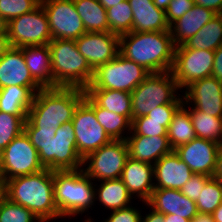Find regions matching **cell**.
Listing matches in <instances>:
<instances>
[{"label":"cell","instance_id":"ba28073f","mask_svg":"<svg viewBox=\"0 0 222 222\" xmlns=\"http://www.w3.org/2000/svg\"><path fill=\"white\" fill-rule=\"evenodd\" d=\"M38 155L43 167L52 171L81 169L83 159L77 151L72 121L59 126L55 137L41 145Z\"/></svg>","mask_w":222,"mask_h":222},{"label":"cell","instance_id":"44dd1931","mask_svg":"<svg viewBox=\"0 0 222 222\" xmlns=\"http://www.w3.org/2000/svg\"><path fill=\"white\" fill-rule=\"evenodd\" d=\"M8 86L41 87L27 68L23 47H10L0 58V89Z\"/></svg>","mask_w":222,"mask_h":222},{"label":"cell","instance_id":"11a10c76","mask_svg":"<svg viewBox=\"0 0 222 222\" xmlns=\"http://www.w3.org/2000/svg\"><path fill=\"white\" fill-rule=\"evenodd\" d=\"M153 2L157 8L166 11L171 0H153Z\"/></svg>","mask_w":222,"mask_h":222},{"label":"cell","instance_id":"f6af8a7d","mask_svg":"<svg viewBox=\"0 0 222 222\" xmlns=\"http://www.w3.org/2000/svg\"><path fill=\"white\" fill-rule=\"evenodd\" d=\"M213 71L211 76L222 82V45L214 51Z\"/></svg>","mask_w":222,"mask_h":222},{"label":"cell","instance_id":"4fadbf2b","mask_svg":"<svg viewBox=\"0 0 222 222\" xmlns=\"http://www.w3.org/2000/svg\"><path fill=\"white\" fill-rule=\"evenodd\" d=\"M52 39L76 40L86 32L73 0H41Z\"/></svg>","mask_w":222,"mask_h":222},{"label":"cell","instance_id":"d6986e66","mask_svg":"<svg viewBox=\"0 0 222 222\" xmlns=\"http://www.w3.org/2000/svg\"><path fill=\"white\" fill-rule=\"evenodd\" d=\"M134 200L145 204L154 186V166L152 164L128 158L120 178ZM137 197V198H136Z\"/></svg>","mask_w":222,"mask_h":222},{"label":"cell","instance_id":"7a4b0ae2","mask_svg":"<svg viewBox=\"0 0 222 222\" xmlns=\"http://www.w3.org/2000/svg\"><path fill=\"white\" fill-rule=\"evenodd\" d=\"M175 48L170 31H131L120 35L119 53L150 73L171 71Z\"/></svg>","mask_w":222,"mask_h":222},{"label":"cell","instance_id":"6da1fadb","mask_svg":"<svg viewBox=\"0 0 222 222\" xmlns=\"http://www.w3.org/2000/svg\"><path fill=\"white\" fill-rule=\"evenodd\" d=\"M3 195L22 205L40 220L56 221L62 217L54 200V171L43 169L37 173L18 176L3 183Z\"/></svg>","mask_w":222,"mask_h":222},{"label":"cell","instance_id":"60d3db41","mask_svg":"<svg viewBox=\"0 0 222 222\" xmlns=\"http://www.w3.org/2000/svg\"><path fill=\"white\" fill-rule=\"evenodd\" d=\"M56 130L57 129L35 128L28 120L24 123V132L37 151L41 149V145L47 144L55 137Z\"/></svg>","mask_w":222,"mask_h":222},{"label":"cell","instance_id":"2e32d148","mask_svg":"<svg viewBox=\"0 0 222 222\" xmlns=\"http://www.w3.org/2000/svg\"><path fill=\"white\" fill-rule=\"evenodd\" d=\"M182 96L183 104L210 116L222 117V82L215 77L195 80L183 89Z\"/></svg>","mask_w":222,"mask_h":222},{"label":"cell","instance_id":"ab89813d","mask_svg":"<svg viewBox=\"0 0 222 222\" xmlns=\"http://www.w3.org/2000/svg\"><path fill=\"white\" fill-rule=\"evenodd\" d=\"M142 210L138 209L137 206L133 207L132 205L123 209L111 211V215H108L107 218L102 220V222H141ZM84 222H96L92 216L84 220Z\"/></svg>","mask_w":222,"mask_h":222},{"label":"cell","instance_id":"ac0fdd59","mask_svg":"<svg viewBox=\"0 0 222 222\" xmlns=\"http://www.w3.org/2000/svg\"><path fill=\"white\" fill-rule=\"evenodd\" d=\"M147 205V206H146ZM164 215L175 214L191 221L198 213L196 203L177 189L154 188L145 205Z\"/></svg>","mask_w":222,"mask_h":222},{"label":"cell","instance_id":"3957f363","mask_svg":"<svg viewBox=\"0 0 222 222\" xmlns=\"http://www.w3.org/2000/svg\"><path fill=\"white\" fill-rule=\"evenodd\" d=\"M84 97L85 90L79 88H42L34 95L27 120L35 128L57 129L72 121Z\"/></svg>","mask_w":222,"mask_h":222},{"label":"cell","instance_id":"7402d4cb","mask_svg":"<svg viewBox=\"0 0 222 222\" xmlns=\"http://www.w3.org/2000/svg\"><path fill=\"white\" fill-rule=\"evenodd\" d=\"M132 9V31H170L164 10L157 8L153 0H128Z\"/></svg>","mask_w":222,"mask_h":222},{"label":"cell","instance_id":"db71d44e","mask_svg":"<svg viewBox=\"0 0 222 222\" xmlns=\"http://www.w3.org/2000/svg\"><path fill=\"white\" fill-rule=\"evenodd\" d=\"M212 217L214 222H222V203L213 211Z\"/></svg>","mask_w":222,"mask_h":222},{"label":"cell","instance_id":"8d00e7d4","mask_svg":"<svg viewBox=\"0 0 222 222\" xmlns=\"http://www.w3.org/2000/svg\"><path fill=\"white\" fill-rule=\"evenodd\" d=\"M40 219L29 209L0 197V222H37Z\"/></svg>","mask_w":222,"mask_h":222},{"label":"cell","instance_id":"f35d334b","mask_svg":"<svg viewBox=\"0 0 222 222\" xmlns=\"http://www.w3.org/2000/svg\"><path fill=\"white\" fill-rule=\"evenodd\" d=\"M41 0H0V16L7 22L11 19L33 11Z\"/></svg>","mask_w":222,"mask_h":222},{"label":"cell","instance_id":"7bdbcfd3","mask_svg":"<svg viewBox=\"0 0 222 222\" xmlns=\"http://www.w3.org/2000/svg\"><path fill=\"white\" fill-rule=\"evenodd\" d=\"M194 5V0H171L167 10L165 11L166 20L169 26L192 9Z\"/></svg>","mask_w":222,"mask_h":222},{"label":"cell","instance_id":"8992f818","mask_svg":"<svg viewBox=\"0 0 222 222\" xmlns=\"http://www.w3.org/2000/svg\"><path fill=\"white\" fill-rule=\"evenodd\" d=\"M179 92L182 93L171 71L150 73L131 92L132 120L162 104H183Z\"/></svg>","mask_w":222,"mask_h":222},{"label":"cell","instance_id":"681fc988","mask_svg":"<svg viewBox=\"0 0 222 222\" xmlns=\"http://www.w3.org/2000/svg\"><path fill=\"white\" fill-rule=\"evenodd\" d=\"M10 47L8 35H0V58Z\"/></svg>","mask_w":222,"mask_h":222},{"label":"cell","instance_id":"52a82bcc","mask_svg":"<svg viewBox=\"0 0 222 222\" xmlns=\"http://www.w3.org/2000/svg\"><path fill=\"white\" fill-rule=\"evenodd\" d=\"M149 74L143 66L119 53L94 71L92 82L86 89H110L131 93Z\"/></svg>","mask_w":222,"mask_h":222},{"label":"cell","instance_id":"603a6c76","mask_svg":"<svg viewBox=\"0 0 222 222\" xmlns=\"http://www.w3.org/2000/svg\"><path fill=\"white\" fill-rule=\"evenodd\" d=\"M125 141L130 158L152 165L173 151L167 136H127Z\"/></svg>","mask_w":222,"mask_h":222},{"label":"cell","instance_id":"1f68e13d","mask_svg":"<svg viewBox=\"0 0 222 222\" xmlns=\"http://www.w3.org/2000/svg\"><path fill=\"white\" fill-rule=\"evenodd\" d=\"M182 106L190 114L197 138L222 144V117L210 116L189 104H183Z\"/></svg>","mask_w":222,"mask_h":222},{"label":"cell","instance_id":"f907efd6","mask_svg":"<svg viewBox=\"0 0 222 222\" xmlns=\"http://www.w3.org/2000/svg\"><path fill=\"white\" fill-rule=\"evenodd\" d=\"M190 222H214L212 214L197 213Z\"/></svg>","mask_w":222,"mask_h":222},{"label":"cell","instance_id":"c3c4849f","mask_svg":"<svg viewBox=\"0 0 222 222\" xmlns=\"http://www.w3.org/2000/svg\"><path fill=\"white\" fill-rule=\"evenodd\" d=\"M212 177L222 181V144L220 145L217 153L216 167Z\"/></svg>","mask_w":222,"mask_h":222},{"label":"cell","instance_id":"8fae6325","mask_svg":"<svg viewBox=\"0 0 222 222\" xmlns=\"http://www.w3.org/2000/svg\"><path fill=\"white\" fill-rule=\"evenodd\" d=\"M8 38L10 46L16 48L49 44L52 35L43 6L40 4L33 11L11 19Z\"/></svg>","mask_w":222,"mask_h":222},{"label":"cell","instance_id":"484cf974","mask_svg":"<svg viewBox=\"0 0 222 222\" xmlns=\"http://www.w3.org/2000/svg\"><path fill=\"white\" fill-rule=\"evenodd\" d=\"M101 184L94 182L95 201H99L106 210H119L129 207L133 197L129 194L126 185L121 179L102 180ZM132 201V202H131Z\"/></svg>","mask_w":222,"mask_h":222},{"label":"cell","instance_id":"5b68a950","mask_svg":"<svg viewBox=\"0 0 222 222\" xmlns=\"http://www.w3.org/2000/svg\"><path fill=\"white\" fill-rule=\"evenodd\" d=\"M53 88L85 90L92 82L94 70L76 46L75 40L52 39L49 44Z\"/></svg>","mask_w":222,"mask_h":222},{"label":"cell","instance_id":"4316f807","mask_svg":"<svg viewBox=\"0 0 222 222\" xmlns=\"http://www.w3.org/2000/svg\"><path fill=\"white\" fill-rule=\"evenodd\" d=\"M42 87L8 86L0 89V111L27 116L34 95Z\"/></svg>","mask_w":222,"mask_h":222},{"label":"cell","instance_id":"7dc6e473","mask_svg":"<svg viewBox=\"0 0 222 222\" xmlns=\"http://www.w3.org/2000/svg\"><path fill=\"white\" fill-rule=\"evenodd\" d=\"M149 213L148 214H143L141 217V222H164V214L159 213L155 210H153L151 207H149Z\"/></svg>","mask_w":222,"mask_h":222},{"label":"cell","instance_id":"ffe728a7","mask_svg":"<svg viewBox=\"0 0 222 222\" xmlns=\"http://www.w3.org/2000/svg\"><path fill=\"white\" fill-rule=\"evenodd\" d=\"M153 166L155 188L181 190L194 175L174 150L170 154L162 156Z\"/></svg>","mask_w":222,"mask_h":222},{"label":"cell","instance_id":"9a60e30c","mask_svg":"<svg viewBox=\"0 0 222 222\" xmlns=\"http://www.w3.org/2000/svg\"><path fill=\"white\" fill-rule=\"evenodd\" d=\"M75 43L94 71L114 59L120 51V36L112 32H85Z\"/></svg>","mask_w":222,"mask_h":222},{"label":"cell","instance_id":"ee69618b","mask_svg":"<svg viewBox=\"0 0 222 222\" xmlns=\"http://www.w3.org/2000/svg\"><path fill=\"white\" fill-rule=\"evenodd\" d=\"M183 104H162L150 111L146 116L149 120L172 121L173 115Z\"/></svg>","mask_w":222,"mask_h":222},{"label":"cell","instance_id":"9f6ffc18","mask_svg":"<svg viewBox=\"0 0 222 222\" xmlns=\"http://www.w3.org/2000/svg\"><path fill=\"white\" fill-rule=\"evenodd\" d=\"M0 35H8V22L0 16Z\"/></svg>","mask_w":222,"mask_h":222},{"label":"cell","instance_id":"e0dca14e","mask_svg":"<svg viewBox=\"0 0 222 222\" xmlns=\"http://www.w3.org/2000/svg\"><path fill=\"white\" fill-rule=\"evenodd\" d=\"M219 147L220 144L216 142L195 138L189 143L178 146L174 151L194 174L212 177Z\"/></svg>","mask_w":222,"mask_h":222},{"label":"cell","instance_id":"7c38bea8","mask_svg":"<svg viewBox=\"0 0 222 222\" xmlns=\"http://www.w3.org/2000/svg\"><path fill=\"white\" fill-rule=\"evenodd\" d=\"M214 51L176 46L171 72L178 87L183 90L198 79L209 77L213 71Z\"/></svg>","mask_w":222,"mask_h":222},{"label":"cell","instance_id":"680465c9","mask_svg":"<svg viewBox=\"0 0 222 222\" xmlns=\"http://www.w3.org/2000/svg\"><path fill=\"white\" fill-rule=\"evenodd\" d=\"M50 222L51 220H39V221H37V222Z\"/></svg>","mask_w":222,"mask_h":222},{"label":"cell","instance_id":"74e56055","mask_svg":"<svg viewBox=\"0 0 222 222\" xmlns=\"http://www.w3.org/2000/svg\"><path fill=\"white\" fill-rule=\"evenodd\" d=\"M171 121L149 120L144 115L132 120L131 132L128 136H167V130Z\"/></svg>","mask_w":222,"mask_h":222},{"label":"cell","instance_id":"9c48e42d","mask_svg":"<svg viewBox=\"0 0 222 222\" xmlns=\"http://www.w3.org/2000/svg\"><path fill=\"white\" fill-rule=\"evenodd\" d=\"M128 158L126 141L111 140L83 159L82 170L93 182L120 179Z\"/></svg>","mask_w":222,"mask_h":222},{"label":"cell","instance_id":"d590c367","mask_svg":"<svg viewBox=\"0 0 222 222\" xmlns=\"http://www.w3.org/2000/svg\"><path fill=\"white\" fill-rule=\"evenodd\" d=\"M27 116H15L0 111V151L2 152L12 140L24 131Z\"/></svg>","mask_w":222,"mask_h":222},{"label":"cell","instance_id":"f546056e","mask_svg":"<svg viewBox=\"0 0 222 222\" xmlns=\"http://www.w3.org/2000/svg\"><path fill=\"white\" fill-rule=\"evenodd\" d=\"M86 32H109L107 10L98 0H73Z\"/></svg>","mask_w":222,"mask_h":222},{"label":"cell","instance_id":"30bf717a","mask_svg":"<svg viewBox=\"0 0 222 222\" xmlns=\"http://www.w3.org/2000/svg\"><path fill=\"white\" fill-rule=\"evenodd\" d=\"M45 169L40 162L37 149L23 131L6 146L1 153L0 182L37 173Z\"/></svg>","mask_w":222,"mask_h":222},{"label":"cell","instance_id":"277c9868","mask_svg":"<svg viewBox=\"0 0 222 222\" xmlns=\"http://www.w3.org/2000/svg\"><path fill=\"white\" fill-rule=\"evenodd\" d=\"M54 200L62 218L82 216L95 208L94 182L82 168L54 171Z\"/></svg>","mask_w":222,"mask_h":222},{"label":"cell","instance_id":"6f0895ef","mask_svg":"<svg viewBox=\"0 0 222 222\" xmlns=\"http://www.w3.org/2000/svg\"><path fill=\"white\" fill-rule=\"evenodd\" d=\"M3 195V184L0 182V197Z\"/></svg>","mask_w":222,"mask_h":222},{"label":"cell","instance_id":"bcb514c9","mask_svg":"<svg viewBox=\"0 0 222 222\" xmlns=\"http://www.w3.org/2000/svg\"><path fill=\"white\" fill-rule=\"evenodd\" d=\"M194 3L204 8L211 9L217 14H222V0H194Z\"/></svg>","mask_w":222,"mask_h":222},{"label":"cell","instance_id":"d4e9b609","mask_svg":"<svg viewBox=\"0 0 222 222\" xmlns=\"http://www.w3.org/2000/svg\"><path fill=\"white\" fill-rule=\"evenodd\" d=\"M23 56L33 79L42 88H53L51 54L48 44L24 46Z\"/></svg>","mask_w":222,"mask_h":222},{"label":"cell","instance_id":"4dcf8cb0","mask_svg":"<svg viewBox=\"0 0 222 222\" xmlns=\"http://www.w3.org/2000/svg\"><path fill=\"white\" fill-rule=\"evenodd\" d=\"M183 45L191 49L217 50L222 45V14H216Z\"/></svg>","mask_w":222,"mask_h":222},{"label":"cell","instance_id":"836d02e7","mask_svg":"<svg viewBox=\"0 0 222 222\" xmlns=\"http://www.w3.org/2000/svg\"><path fill=\"white\" fill-rule=\"evenodd\" d=\"M132 9L128 0L107 9L109 32L122 35L132 31Z\"/></svg>","mask_w":222,"mask_h":222},{"label":"cell","instance_id":"d6a6232c","mask_svg":"<svg viewBox=\"0 0 222 222\" xmlns=\"http://www.w3.org/2000/svg\"><path fill=\"white\" fill-rule=\"evenodd\" d=\"M167 137L173 150L197 138L190 114L183 106L173 115L167 130Z\"/></svg>","mask_w":222,"mask_h":222},{"label":"cell","instance_id":"83f0119b","mask_svg":"<svg viewBox=\"0 0 222 222\" xmlns=\"http://www.w3.org/2000/svg\"><path fill=\"white\" fill-rule=\"evenodd\" d=\"M85 93L99 106L109 112L126 116L132 122L131 93L110 89H85Z\"/></svg>","mask_w":222,"mask_h":222},{"label":"cell","instance_id":"5bb4252c","mask_svg":"<svg viewBox=\"0 0 222 222\" xmlns=\"http://www.w3.org/2000/svg\"><path fill=\"white\" fill-rule=\"evenodd\" d=\"M72 124L77 151L82 159L112 140L99 124L94 111L84 101L76 108Z\"/></svg>","mask_w":222,"mask_h":222},{"label":"cell","instance_id":"816d5d0a","mask_svg":"<svg viewBox=\"0 0 222 222\" xmlns=\"http://www.w3.org/2000/svg\"><path fill=\"white\" fill-rule=\"evenodd\" d=\"M164 222H190L188 219L175 216V214L164 215Z\"/></svg>","mask_w":222,"mask_h":222},{"label":"cell","instance_id":"cb8c5ba5","mask_svg":"<svg viewBox=\"0 0 222 222\" xmlns=\"http://www.w3.org/2000/svg\"><path fill=\"white\" fill-rule=\"evenodd\" d=\"M216 14L211 9L195 4L192 9L170 26V33L175 46L183 45Z\"/></svg>","mask_w":222,"mask_h":222},{"label":"cell","instance_id":"e575fe53","mask_svg":"<svg viewBox=\"0 0 222 222\" xmlns=\"http://www.w3.org/2000/svg\"><path fill=\"white\" fill-rule=\"evenodd\" d=\"M195 203L199 213L212 214L222 203V188L220 181L211 177L205 183V186Z\"/></svg>","mask_w":222,"mask_h":222},{"label":"cell","instance_id":"b9f144b4","mask_svg":"<svg viewBox=\"0 0 222 222\" xmlns=\"http://www.w3.org/2000/svg\"><path fill=\"white\" fill-rule=\"evenodd\" d=\"M210 176L194 174L181 188V193L196 202Z\"/></svg>","mask_w":222,"mask_h":222},{"label":"cell","instance_id":"f1b7e54d","mask_svg":"<svg viewBox=\"0 0 222 222\" xmlns=\"http://www.w3.org/2000/svg\"><path fill=\"white\" fill-rule=\"evenodd\" d=\"M83 101L94 111L99 124L112 140L126 139L131 132L132 124L126 116H121L99 107L86 93Z\"/></svg>","mask_w":222,"mask_h":222},{"label":"cell","instance_id":"f5cc1de1","mask_svg":"<svg viewBox=\"0 0 222 222\" xmlns=\"http://www.w3.org/2000/svg\"><path fill=\"white\" fill-rule=\"evenodd\" d=\"M98 1L107 10L108 8H111L116 4L123 2L124 0H98Z\"/></svg>","mask_w":222,"mask_h":222}]
</instances>
